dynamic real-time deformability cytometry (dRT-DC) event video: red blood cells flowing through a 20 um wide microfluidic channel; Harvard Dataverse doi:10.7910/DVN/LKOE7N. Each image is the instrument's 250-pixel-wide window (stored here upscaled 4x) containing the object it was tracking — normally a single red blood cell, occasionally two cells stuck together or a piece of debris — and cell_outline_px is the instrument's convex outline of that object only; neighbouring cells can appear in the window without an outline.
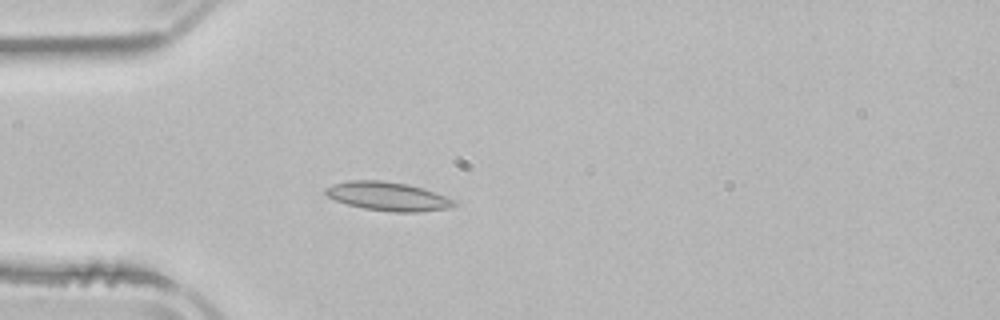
{"species": "common noctule bat (a hibernating species)", "species_latin": "Nyctalus noctula", "temperature_condition": "room temperature", "stored_images_in_passage": 3, "camera_frame_rate_fps": 3000, "um_per_image_px": 0.085, "animal": {"sex": "male", "body_mass_g": 21.5, "forearm_length_mm": 52.0}, "frame": {"image": 1, "passage_image": 3, "time_ms": 3.0, "image_size_px": [1000, 320], "cell_outline_px": [[456, 204], [448, 208], [420, 212], [392, 212], [364, 208], [348, 204], [336, 200], [328, 196], [324, 192], [324, 188], [332, 184], [348, 180], [384, 180], [408, 184], [424, 188], [456, 200]], "centroid_in_image_um": [32.97, 16.68], "position_along_channel_um": 52.0, "area_um2": 21.62}}